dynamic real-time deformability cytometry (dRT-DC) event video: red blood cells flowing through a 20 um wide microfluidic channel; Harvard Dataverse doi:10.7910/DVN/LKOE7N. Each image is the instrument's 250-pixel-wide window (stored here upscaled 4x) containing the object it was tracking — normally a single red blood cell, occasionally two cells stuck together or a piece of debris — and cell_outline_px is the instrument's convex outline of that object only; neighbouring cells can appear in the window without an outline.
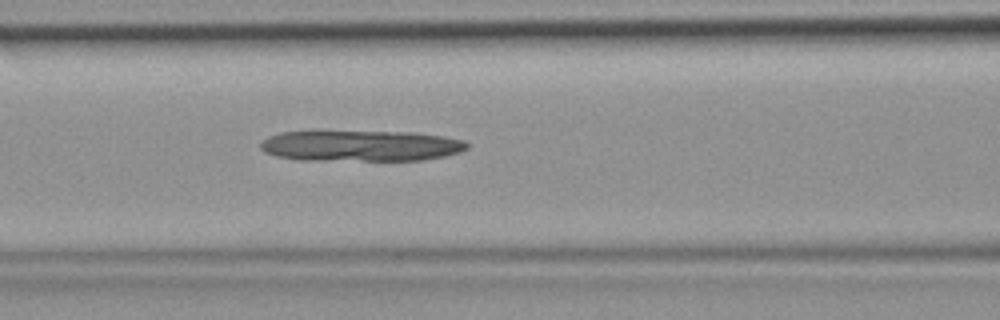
{"species": "common noctule bat (a hibernating species)", "species_latin": "Nyctalus noctula", "temperature_condition": "room temperature", "stored_images_in_passage": 43, "camera_frame_rate_fps": 3000, "um_per_image_px": 0.085, "animal": {"sex": "female", "body_mass_g": 19.9}, "frame": {"image": 1, "passage_image": 18, "time_ms": 5.667, "image_size_px": [1000, 320], "cell_outline_px": [[468, 148], [460, 152], [444, 156], [420, 160], [300, 160], [276, 156], [264, 152], [260, 148], [260, 140], [268, 136], [280, 132], [416, 132], [444, 136], [464, 140], [468, 144]], "centroid_in_image_um": [30.66, 12.39], "position_along_channel_um": 135.9, "area_um2": 37.22}}
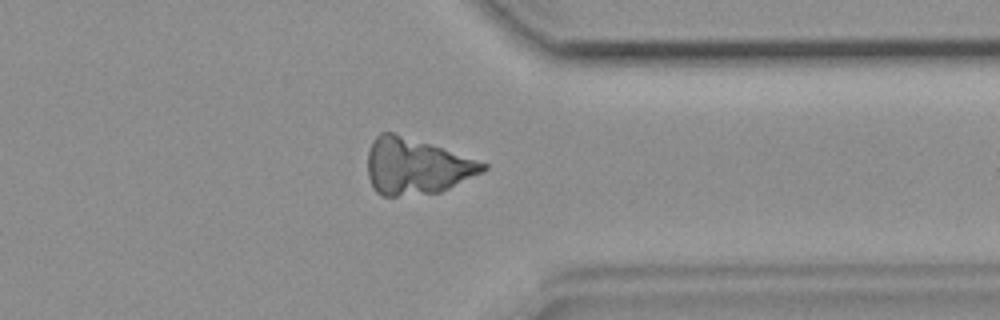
{"frame": {"image": 2, "passage_image": 34, "time_ms": 11.0, "image_size_px": [1000, 320], "cell_outline_px": [[488, 168], [484, 172], [440, 192], [396, 196], [380, 196], [372, 188], [368, 176], [368, 152], [372, 140], [380, 132], [392, 132], [488, 164]], "centroid_in_image_um": [35.34, 14.16], "position_along_channel_um": 376.1, "area_um2": 37.28}}
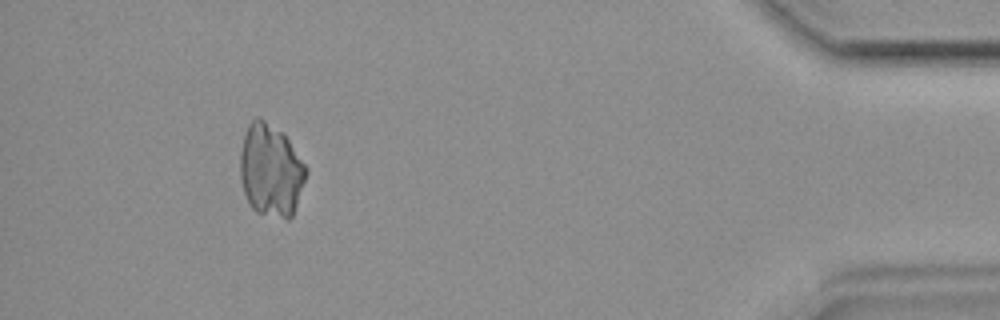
{"frame": {"image": 3, "passage_image": 40, "time_ms": 13.0, "image_size_px": [1000, 320], "cell_outline_px": [[308, 172], [292, 216], [288, 220], [256, 212], [252, 208], [244, 192], [240, 176], [240, 152], [244, 136], [248, 124], [252, 120], [260, 116], [284, 132], [308, 168]], "centroid_in_image_um": [23.03, 14.45], "position_along_channel_um": 412.2, "area_um2": 35.84}}